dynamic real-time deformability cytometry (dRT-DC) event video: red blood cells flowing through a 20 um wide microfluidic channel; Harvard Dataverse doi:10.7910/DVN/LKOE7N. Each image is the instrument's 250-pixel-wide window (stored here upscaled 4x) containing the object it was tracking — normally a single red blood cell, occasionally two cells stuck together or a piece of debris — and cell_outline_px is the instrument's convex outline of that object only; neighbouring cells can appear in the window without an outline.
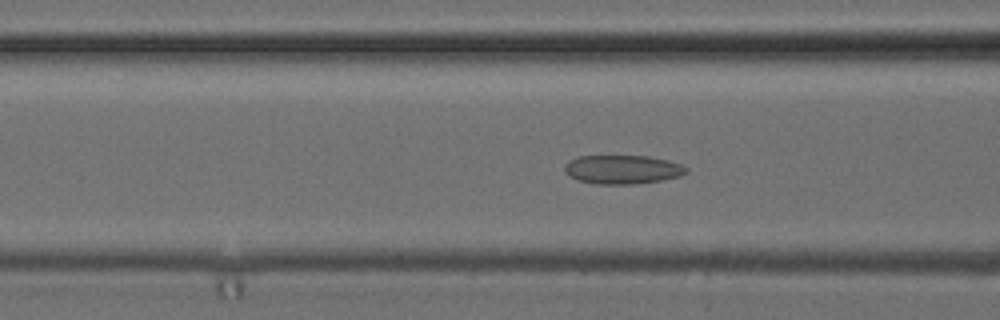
{"species": "common noctule bat (a hibernating species)", "species_latin": "Nyctalus noctula", "temperature_condition": "cold", "stored_images_in_passage": 37, "camera_frame_rate_fps": 3000, "um_per_image_px": 0.085, "animal": {"sex": "female", "body_mass_g": 24.6, "forearm_length_mm": 56.2}, "frame": {"image": 1, "passage_image": 6, "time_ms": 1.667, "image_size_px": [1000, 320], "cell_outline_px": [[688, 172], [680, 176], [660, 180], [632, 184], [592, 184], [576, 180], [568, 176], [564, 172], [564, 164], [568, 160], [580, 156], [648, 156], [668, 160], [680, 164], [688, 168]], "centroid_in_image_um": [52.86, 14.41], "position_along_channel_um": 113.7, "area_um2": 20.63}}
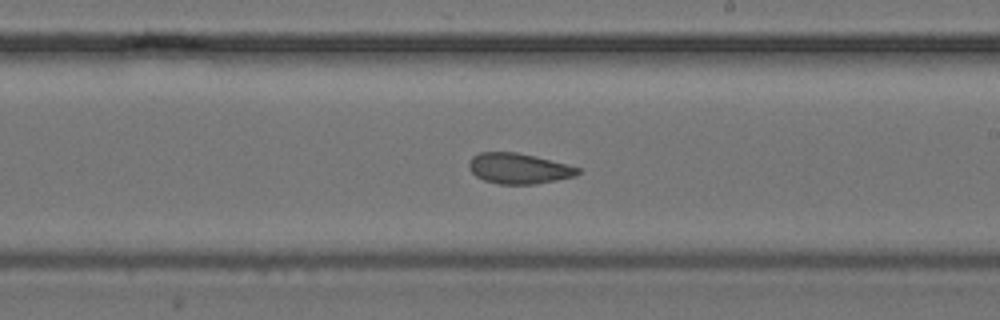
{"frame": {"image": 2, "passage_image": 16, "time_ms": 5.0, "image_size_px": [1000, 320], "cell_outline_px": [[580, 172], [576, 176], [536, 184], [500, 184], [484, 180], [476, 176], [468, 168], [468, 164], [472, 156], [480, 152], [516, 152], [536, 156], [580, 168]], "centroid_in_image_um": [44.08, 14.32], "position_along_channel_um": 244.9, "area_um2": 19.36}}
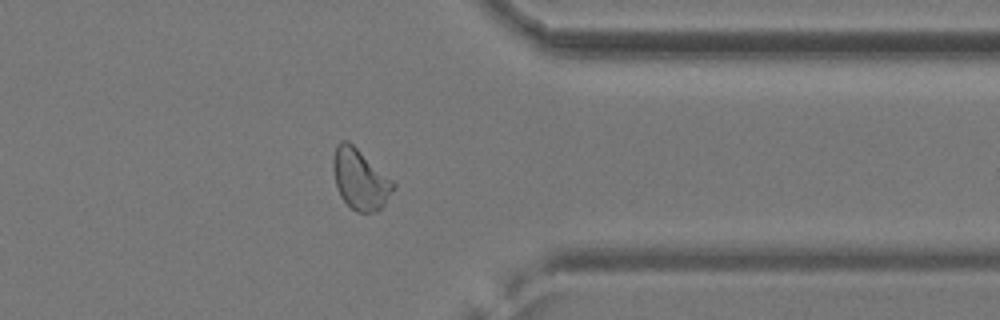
{"frame": {"image": 3, "passage_image": 27, "time_ms": 8.667, "image_size_px": [1000, 320], "cell_outline_px": [[396, 188], [384, 204], [376, 212], [356, 212], [340, 196], [336, 188], [332, 168], [332, 156], [336, 144], [340, 140], [348, 140], [392, 180], [396, 184]], "centroid_in_image_um": [30.58, 15.22], "position_along_channel_um": 380.8, "area_um2": 21.27}, "authors_computed_cell_mechanics": {"area_um2": 20.4612, "velocity_mm_per_s": 3.9326, "shape_relaxation_time_tau1_ms": 6.2802, "shape_relaxation_time_tau2_ms": 1.832, "deformation_change_tau1": 0.1162, "deformation_change_tau2": 0.0718}}